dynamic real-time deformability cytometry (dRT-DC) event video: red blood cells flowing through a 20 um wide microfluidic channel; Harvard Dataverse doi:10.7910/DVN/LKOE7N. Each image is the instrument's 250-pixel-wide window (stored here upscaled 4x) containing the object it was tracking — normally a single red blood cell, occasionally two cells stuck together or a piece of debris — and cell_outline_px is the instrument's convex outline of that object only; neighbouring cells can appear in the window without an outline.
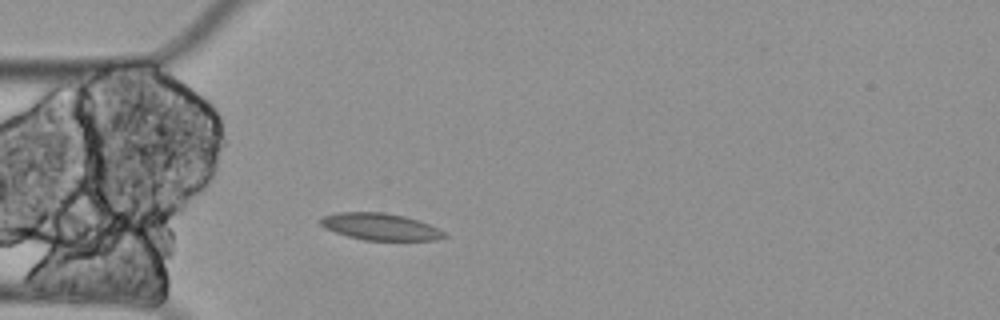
{"species": "Egyptian fruit bat (a non-hibernating species)", "species_latin": "Rousettus aegyptiacus", "temperature_condition": "cold", "stored_images_in_passage": 3, "camera_frame_rate_fps": 3000, "um_per_image_px": 0.085, "animal": {"sex": "female"}, "frame": {"image": 1, "passage_image": 3, "time_ms": 0.667, "image_size_px": [1000, 320], "cell_outline_px": [[448, 236], [436, 240], [364, 240], [348, 236], [324, 228], [320, 224], [320, 220], [324, 216], [336, 212], [384, 212], [404, 216], [428, 224], [444, 232]], "centroid_in_image_um": [32.3, 19.27], "position_along_channel_um": 52.7, "area_um2": 19.19}}